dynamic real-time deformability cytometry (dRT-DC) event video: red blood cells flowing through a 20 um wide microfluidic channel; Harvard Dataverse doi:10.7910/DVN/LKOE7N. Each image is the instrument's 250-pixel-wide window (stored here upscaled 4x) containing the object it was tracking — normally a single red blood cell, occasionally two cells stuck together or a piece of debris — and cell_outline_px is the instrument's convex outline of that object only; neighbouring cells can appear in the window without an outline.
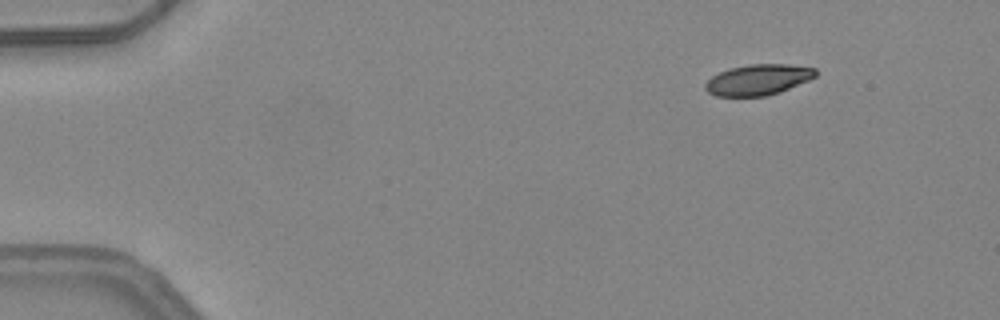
{"species": "common noctule bat (a hibernating species)", "species_latin": "Nyctalus noctula", "temperature_condition": "warm", "stored_images_in_passage": 5, "camera_frame_rate_fps": 3000, "um_per_image_px": 0.085, "animal": {"sex": "female", "body_mass_g": 24.6, "forearm_length_mm": 56.2}, "frame": {"image": 1, "passage_image": 1, "time_ms": 0.0, "image_size_px": [1000, 320], "cell_outline_px": [[816, 76], [808, 80], [788, 88], [764, 96], [716, 96], [708, 92], [704, 88], [704, 84], [712, 76], [728, 68], [748, 64], [788, 64], [816, 68]], "centroid_in_image_um": [64.4, 6.76], "position_along_channel_um": 20.6, "area_um2": 19.59}}